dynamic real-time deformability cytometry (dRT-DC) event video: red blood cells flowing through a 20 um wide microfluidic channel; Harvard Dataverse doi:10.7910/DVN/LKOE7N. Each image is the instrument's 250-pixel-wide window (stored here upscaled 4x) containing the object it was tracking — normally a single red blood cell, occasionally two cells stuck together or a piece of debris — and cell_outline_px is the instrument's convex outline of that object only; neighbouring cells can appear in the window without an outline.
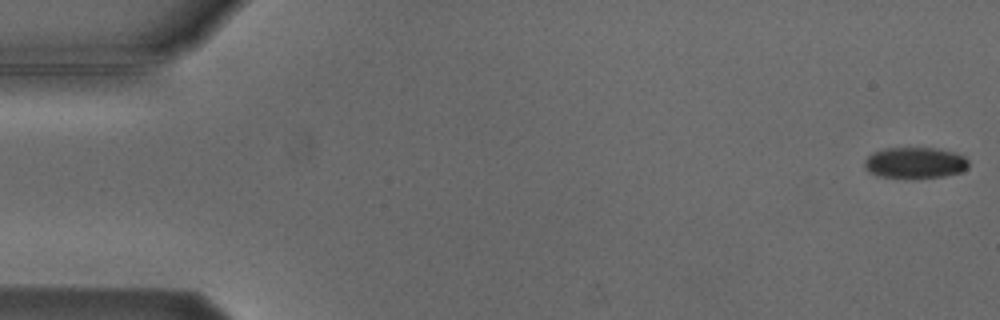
{"species": "Egyptian fruit bat (a non-hibernating species)", "species_latin": "Rousettus aegyptiacus", "temperature_condition": "cold", "stored_images_in_passage": 5, "camera_frame_rate_fps": 3000, "um_per_image_px": 0.085, "animal": {"sex": "male"}, "frame": {"image": 1, "passage_image": 1, "time_ms": 0.0, "image_size_px": [1000, 320], "cell_outline_px": [[968, 168], [960, 172], [944, 176], [912, 180], [904, 180], [876, 176], [868, 172], [864, 168], [864, 160], [872, 152], [884, 148], [936, 148], [952, 152], [964, 156], [968, 160]], "centroid_in_image_um": [77.71, 13.88], "position_along_channel_um": 7.3, "area_um2": 19.59}}
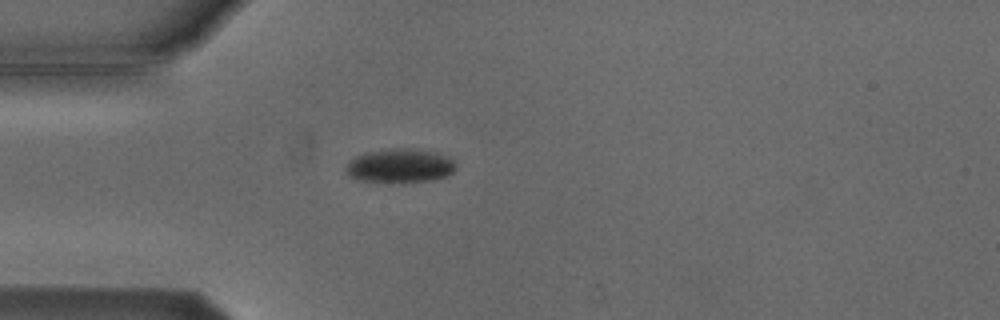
{"frame": {"image": 2, "passage_image": 5, "time_ms": 4.667, "image_size_px": [1000, 320], "cell_outline_px": [[456, 168], [448, 176], [432, 180], [404, 184], [360, 180], [348, 176], [344, 172], [344, 168], [356, 156], [364, 152], [392, 148], [416, 148], [436, 152], [448, 156], [456, 164]], "centroid_in_image_um": [34.01, 14.1], "position_along_channel_um": 51.0, "area_um2": 22.43}}